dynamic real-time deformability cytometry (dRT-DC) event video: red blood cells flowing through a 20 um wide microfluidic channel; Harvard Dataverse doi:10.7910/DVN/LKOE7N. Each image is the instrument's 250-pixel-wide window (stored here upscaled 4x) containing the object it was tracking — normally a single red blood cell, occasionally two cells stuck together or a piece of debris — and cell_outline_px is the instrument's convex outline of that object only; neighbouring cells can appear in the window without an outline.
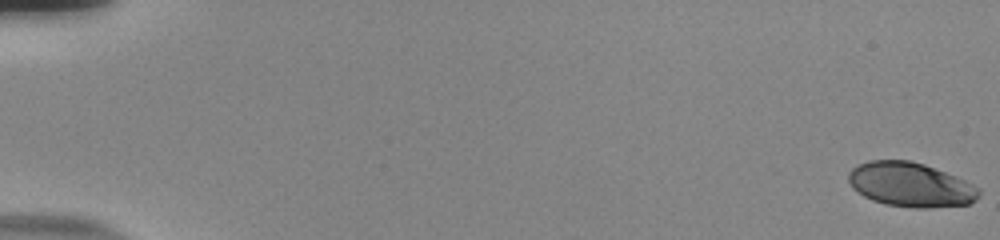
{"species": "human", "species_latin": "Homo sapiens", "temperature_condition": "room temperature", "stored_images_in_passage": 57, "camera_frame_rate_fps": 3000, "um_per_image_px": 0.085, "donor": {"sex": "male"}, "frame": {"image": 1, "passage_image": 1, "time_ms": 0.0, "image_size_px": [1000, 240], "cell_outline_px": [[980, 196], [976, 200], [968, 204], [928, 208], [916, 208], [884, 204], [872, 200], [864, 196], [852, 188], [848, 180], [848, 172], [852, 168], [868, 160], [908, 160], [924, 164], [964, 180], [980, 188]], "centroid_in_image_um": [77.38, 15.7], "position_along_channel_um": 7.6, "area_um2": 33.7}}
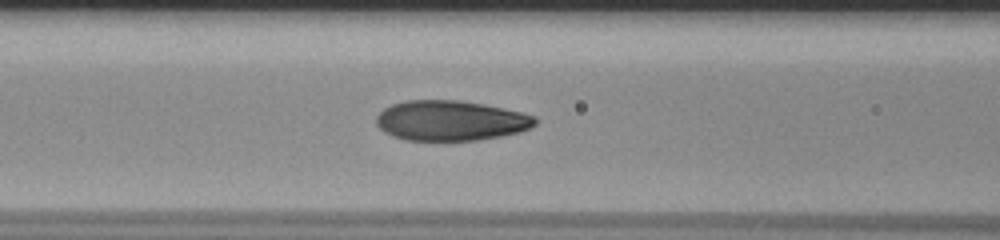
{"frame": {"image": 2, "passage_image": 26, "time_ms": 8.333, "image_size_px": [1000, 240], "cell_outline_px": [[536, 124], [520, 132], [500, 136], [476, 140], [404, 140], [392, 136], [384, 132], [376, 124], [376, 116], [384, 108], [392, 104], [404, 100], [456, 100], [484, 104], [524, 112], [536, 116]], "centroid_in_image_um": [38.3, 10.24], "position_along_channel_um": 128.3, "area_um2": 37.28}}
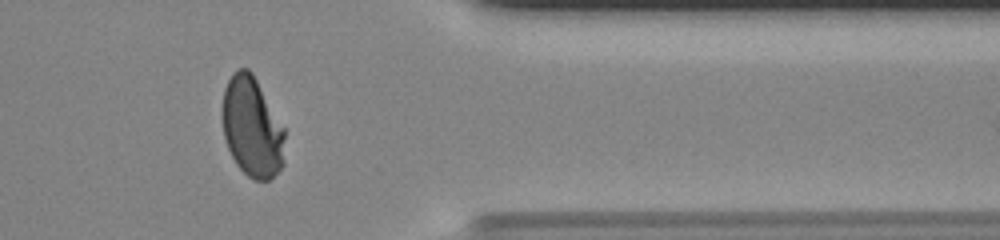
{"frame": {"image": 3, "passage_image": 48, "time_ms": 15.667, "image_size_px": [1000, 240], "cell_outline_px": [[284, 164], [268, 180], [252, 180], [236, 164], [228, 148], [224, 136], [220, 116], [220, 112], [224, 88], [232, 72], [240, 68], [248, 68], [252, 72], [284, 128]], "centroid_in_image_um": [21.38, 10.79], "position_along_channel_um": 390.0, "area_um2": 36.7}, "authors_computed_cell_mechanics": {"area_um2": 36.703, "velocity_mm_per_s": 3.7225, "shape_relaxation_time_tau1_ms": 4.3725, "shape_relaxation_time_tau2_ms": null, "deformation_change_tau1": 0.2026, "deformation_change_tau2": null}}